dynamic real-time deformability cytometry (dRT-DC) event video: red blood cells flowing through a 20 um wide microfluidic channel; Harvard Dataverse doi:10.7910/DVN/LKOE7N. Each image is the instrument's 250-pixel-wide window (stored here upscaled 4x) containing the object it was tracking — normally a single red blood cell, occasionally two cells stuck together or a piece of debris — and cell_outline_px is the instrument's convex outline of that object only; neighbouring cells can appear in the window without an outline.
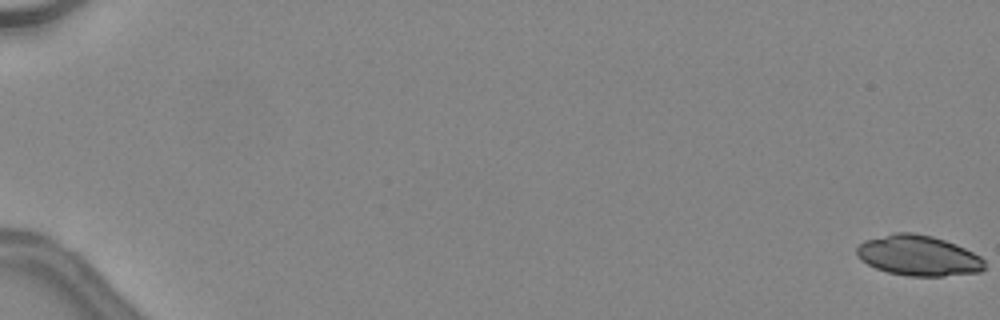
{"species": "common noctule bat (a hibernating species)", "species_latin": "Nyctalus noctula", "temperature_condition": "warm", "stored_images_in_passage": 49, "camera_frame_rate_fps": 3000, "um_per_image_px": 0.085, "animal": {"sex": "female", "body_mass_g": 24.6, "forearm_length_mm": 56.2}, "frame": {"image": 1, "passage_image": 1, "time_ms": 0.0, "image_size_px": [1000, 320], "cell_outline_px": [[984, 268], [980, 272], [944, 276], [908, 276], [888, 272], [876, 268], [860, 260], [856, 256], [856, 248], [864, 240], [896, 232], [912, 232], [932, 236], [956, 244], [980, 256], [984, 260]], "centroid_in_image_um": [78.04, 21.72], "position_along_channel_um": 7.0, "area_um2": 30.11}}
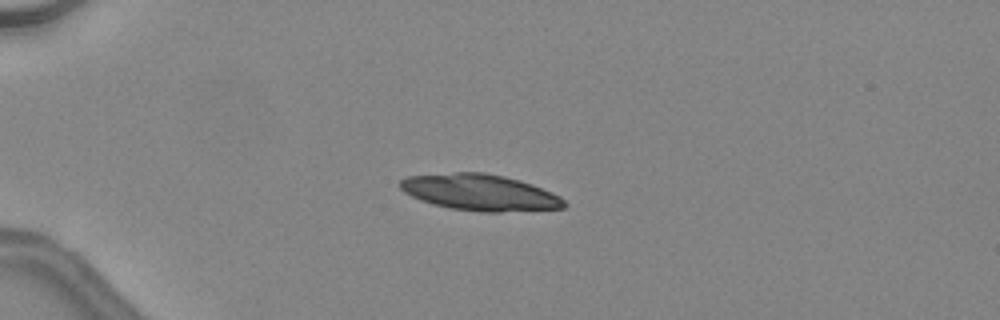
{"frame": {"image": 2, "passage_image": 15, "time_ms": 4.667, "image_size_px": [1000, 320], "cell_outline_px": [[568, 204], [564, 208], [500, 212], [480, 212], [452, 208], [432, 204], [412, 196], [404, 192], [400, 188], [400, 180], [408, 176], [456, 172], [484, 172], [504, 176], [520, 180], [532, 184], [552, 192], [560, 196]], "centroid_in_image_um": [40.82, 16.35], "position_along_channel_um": 44.2, "area_um2": 34.68}}